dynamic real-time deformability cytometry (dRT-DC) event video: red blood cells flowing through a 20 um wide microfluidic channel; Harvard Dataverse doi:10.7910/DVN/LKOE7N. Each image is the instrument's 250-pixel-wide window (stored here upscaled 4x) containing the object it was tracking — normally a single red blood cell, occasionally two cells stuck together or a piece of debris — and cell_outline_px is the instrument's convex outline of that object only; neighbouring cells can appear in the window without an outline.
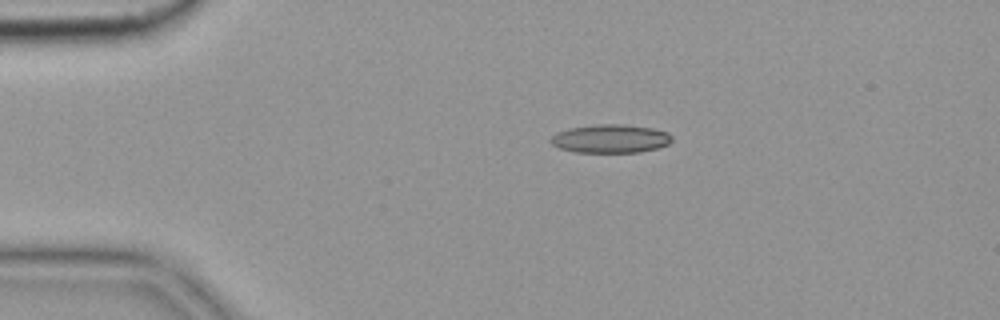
{"species": "common noctule bat (a hibernating species)", "species_latin": "Nyctalus noctula", "temperature_condition": "cold", "stored_images_in_passage": 6, "camera_frame_rate_fps": 3000, "um_per_image_px": 0.085, "animal": {"sex": "female", "body_mass_g": 19.9}, "frame": {"image": 1, "passage_image": 1, "time_ms": 0.0, "image_size_px": [1000, 320], "cell_outline_px": [[672, 140], [668, 144], [656, 148], [640, 152], [576, 152], [560, 148], [552, 144], [548, 140], [556, 132], [568, 128], [596, 124], [624, 124], [652, 128], [668, 132], [672, 136]], "centroid_in_image_um": [51.87, 11.78], "position_along_channel_um": 33.1, "area_um2": 20.17}}
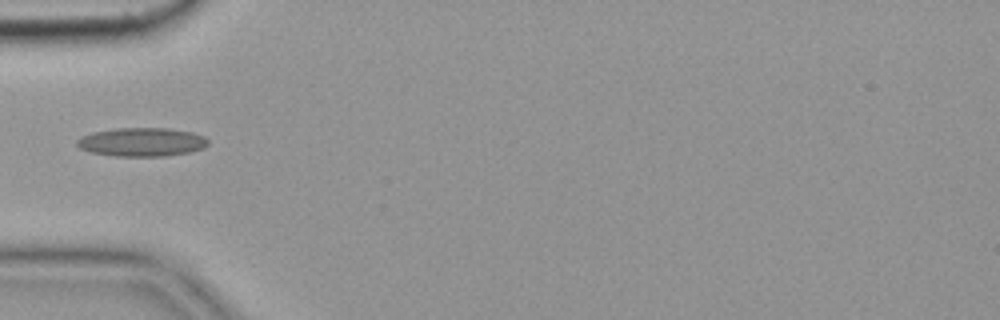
{"frame": {"image": 2, "passage_image": 3, "time_ms": 0.667, "image_size_px": [1000, 320], "cell_outline_px": [[208, 144], [204, 148], [188, 152], [164, 156], [116, 156], [92, 152], [80, 148], [76, 144], [76, 140], [92, 132], [116, 128], [168, 128], [192, 132], [204, 136], [208, 140]], "centroid_in_image_um": [12.07, 12.07], "position_along_channel_um": 72.9, "area_um2": 21.79}}